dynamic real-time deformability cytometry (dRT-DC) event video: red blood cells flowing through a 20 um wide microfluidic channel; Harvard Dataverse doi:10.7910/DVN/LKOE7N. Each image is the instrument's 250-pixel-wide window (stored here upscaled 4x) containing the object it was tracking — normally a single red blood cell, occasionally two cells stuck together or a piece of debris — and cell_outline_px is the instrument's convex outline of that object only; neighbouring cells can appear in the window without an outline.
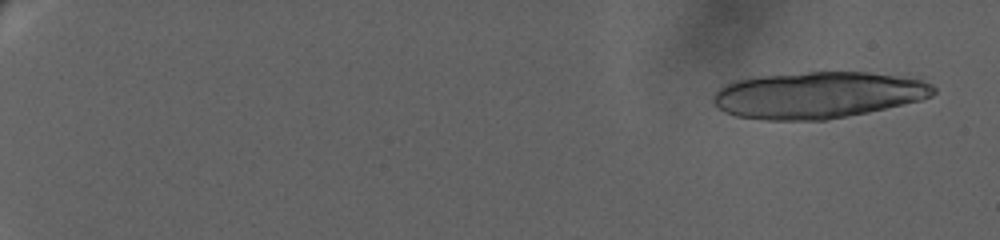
{"species": "human", "species_latin": "Homo sapiens", "temperature_condition": "warm", "stored_images_in_passage": 31, "camera_frame_rate_fps": 3000, "um_per_image_px": 0.085, "donor": {"sex": "female"}, "frame": {"image": 1, "passage_image": 4, "time_ms": 0.667, "image_size_px": [1000, 240], "cell_outline_px": [[936, 92], [932, 96], [920, 100], [868, 112], [828, 120], [764, 120], [736, 116], [724, 112], [712, 100], [712, 96], [724, 84], [736, 80], [760, 76], [808, 72], [868, 72], [920, 80], [932, 84], [936, 88]], "centroid_in_image_um": [69.5, 8.08], "position_along_channel_um": 15.5, "area_um2": 59.53}}